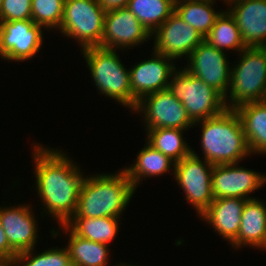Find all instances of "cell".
Segmentation results:
<instances>
[{"label": "cell", "instance_id": "12", "mask_svg": "<svg viewBox=\"0 0 266 266\" xmlns=\"http://www.w3.org/2000/svg\"><path fill=\"white\" fill-rule=\"evenodd\" d=\"M152 50L163 54L175 62L188 59L190 53L203 41L204 37L174 11L151 35ZM181 59V60H180Z\"/></svg>", "mask_w": 266, "mask_h": 266}, {"label": "cell", "instance_id": "3", "mask_svg": "<svg viewBox=\"0 0 266 266\" xmlns=\"http://www.w3.org/2000/svg\"><path fill=\"white\" fill-rule=\"evenodd\" d=\"M201 129L203 159L212 165L238 163L251 155L239 115L234 109L194 123Z\"/></svg>", "mask_w": 266, "mask_h": 266}, {"label": "cell", "instance_id": "2", "mask_svg": "<svg viewBox=\"0 0 266 266\" xmlns=\"http://www.w3.org/2000/svg\"><path fill=\"white\" fill-rule=\"evenodd\" d=\"M119 170L87 175L73 216L122 218L137 190L125 170Z\"/></svg>", "mask_w": 266, "mask_h": 266}, {"label": "cell", "instance_id": "10", "mask_svg": "<svg viewBox=\"0 0 266 266\" xmlns=\"http://www.w3.org/2000/svg\"><path fill=\"white\" fill-rule=\"evenodd\" d=\"M44 31L32 19L0 22V58L19 63L36 57L43 47Z\"/></svg>", "mask_w": 266, "mask_h": 266}, {"label": "cell", "instance_id": "33", "mask_svg": "<svg viewBox=\"0 0 266 266\" xmlns=\"http://www.w3.org/2000/svg\"><path fill=\"white\" fill-rule=\"evenodd\" d=\"M171 1H172V3L174 5H176V4H179V3H182V2L195 1V0H171Z\"/></svg>", "mask_w": 266, "mask_h": 266}, {"label": "cell", "instance_id": "20", "mask_svg": "<svg viewBox=\"0 0 266 266\" xmlns=\"http://www.w3.org/2000/svg\"><path fill=\"white\" fill-rule=\"evenodd\" d=\"M256 198L248 199L245 202L238 236L230 245L234 250H241L245 246L259 250L265 241L266 201Z\"/></svg>", "mask_w": 266, "mask_h": 266}, {"label": "cell", "instance_id": "27", "mask_svg": "<svg viewBox=\"0 0 266 266\" xmlns=\"http://www.w3.org/2000/svg\"><path fill=\"white\" fill-rule=\"evenodd\" d=\"M126 8L151 35L175 11L171 0H129Z\"/></svg>", "mask_w": 266, "mask_h": 266}, {"label": "cell", "instance_id": "24", "mask_svg": "<svg viewBox=\"0 0 266 266\" xmlns=\"http://www.w3.org/2000/svg\"><path fill=\"white\" fill-rule=\"evenodd\" d=\"M183 131L188 130L176 128L147 129L145 141L176 163L191 154L193 149V146L187 143Z\"/></svg>", "mask_w": 266, "mask_h": 266}, {"label": "cell", "instance_id": "13", "mask_svg": "<svg viewBox=\"0 0 266 266\" xmlns=\"http://www.w3.org/2000/svg\"><path fill=\"white\" fill-rule=\"evenodd\" d=\"M151 34L126 7L106 11L102 48L127 51L151 41Z\"/></svg>", "mask_w": 266, "mask_h": 266}, {"label": "cell", "instance_id": "11", "mask_svg": "<svg viewBox=\"0 0 266 266\" xmlns=\"http://www.w3.org/2000/svg\"><path fill=\"white\" fill-rule=\"evenodd\" d=\"M227 54L204 40L190 53L183 68L225 97L231 76V63Z\"/></svg>", "mask_w": 266, "mask_h": 266}, {"label": "cell", "instance_id": "19", "mask_svg": "<svg viewBox=\"0 0 266 266\" xmlns=\"http://www.w3.org/2000/svg\"><path fill=\"white\" fill-rule=\"evenodd\" d=\"M58 227L55 229L52 227L49 231L51 233L50 236L55 239L61 236L60 230L62 232L64 231V238L66 239V236L68 237L67 245L65 246L69 251L72 266H110V245L93 242L75 235L65 224L59 225ZM112 266H116V264Z\"/></svg>", "mask_w": 266, "mask_h": 266}, {"label": "cell", "instance_id": "7", "mask_svg": "<svg viewBox=\"0 0 266 266\" xmlns=\"http://www.w3.org/2000/svg\"><path fill=\"white\" fill-rule=\"evenodd\" d=\"M105 14L98 0H65L58 32L78 42L80 51L102 47Z\"/></svg>", "mask_w": 266, "mask_h": 266}, {"label": "cell", "instance_id": "8", "mask_svg": "<svg viewBox=\"0 0 266 266\" xmlns=\"http://www.w3.org/2000/svg\"><path fill=\"white\" fill-rule=\"evenodd\" d=\"M211 163L201 158L194 149L192 153L176 162L173 179L179 185L184 199L196 211L197 217L210 206L214 200L212 191Z\"/></svg>", "mask_w": 266, "mask_h": 266}, {"label": "cell", "instance_id": "15", "mask_svg": "<svg viewBox=\"0 0 266 266\" xmlns=\"http://www.w3.org/2000/svg\"><path fill=\"white\" fill-rule=\"evenodd\" d=\"M152 51L151 58L129 68L132 96L138 102L148 94L168 89L172 73L179 68L173 59Z\"/></svg>", "mask_w": 266, "mask_h": 266}, {"label": "cell", "instance_id": "18", "mask_svg": "<svg viewBox=\"0 0 266 266\" xmlns=\"http://www.w3.org/2000/svg\"><path fill=\"white\" fill-rule=\"evenodd\" d=\"M245 202L237 197L214 199L199 219L231 245L238 236Z\"/></svg>", "mask_w": 266, "mask_h": 266}, {"label": "cell", "instance_id": "14", "mask_svg": "<svg viewBox=\"0 0 266 266\" xmlns=\"http://www.w3.org/2000/svg\"><path fill=\"white\" fill-rule=\"evenodd\" d=\"M266 184V174L244 168L238 163L214 165L212 169L213 198H255L250 194Z\"/></svg>", "mask_w": 266, "mask_h": 266}, {"label": "cell", "instance_id": "28", "mask_svg": "<svg viewBox=\"0 0 266 266\" xmlns=\"http://www.w3.org/2000/svg\"><path fill=\"white\" fill-rule=\"evenodd\" d=\"M44 250L37 252L35 248L20 252L11 266H72L66 246H53Z\"/></svg>", "mask_w": 266, "mask_h": 266}, {"label": "cell", "instance_id": "29", "mask_svg": "<svg viewBox=\"0 0 266 266\" xmlns=\"http://www.w3.org/2000/svg\"><path fill=\"white\" fill-rule=\"evenodd\" d=\"M65 0H32V20L49 32L59 30Z\"/></svg>", "mask_w": 266, "mask_h": 266}, {"label": "cell", "instance_id": "36", "mask_svg": "<svg viewBox=\"0 0 266 266\" xmlns=\"http://www.w3.org/2000/svg\"><path fill=\"white\" fill-rule=\"evenodd\" d=\"M223 1V3L226 5V4H228L229 2H233V1H236V0H222ZM226 2V3H225Z\"/></svg>", "mask_w": 266, "mask_h": 266}, {"label": "cell", "instance_id": "23", "mask_svg": "<svg viewBox=\"0 0 266 266\" xmlns=\"http://www.w3.org/2000/svg\"><path fill=\"white\" fill-rule=\"evenodd\" d=\"M121 219L123 218L72 216L65 225L75 235L109 245L118 236Z\"/></svg>", "mask_w": 266, "mask_h": 266}, {"label": "cell", "instance_id": "4", "mask_svg": "<svg viewBox=\"0 0 266 266\" xmlns=\"http://www.w3.org/2000/svg\"><path fill=\"white\" fill-rule=\"evenodd\" d=\"M81 54L98 94L133 112L138 101L132 96L129 68L123 64L117 50L89 47L81 50Z\"/></svg>", "mask_w": 266, "mask_h": 266}, {"label": "cell", "instance_id": "5", "mask_svg": "<svg viewBox=\"0 0 266 266\" xmlns=\"http://www.w3.org/2000/svg\"><path fill=\"white\" fill-rule=\"evenodd\" d=\"M238 55L231 61L230 86L224 97L227 109L266 100V49L246 47Z\"/></svg>", "mask_w": 266, "mask_h": 266}, {"label": "cell", "instance_id": "9", "mask_svg": "<svg viewBox=\"0 0 266 266\" xmlns=\"http://www.w3.org/2000/svg\"><path fill=\"white\" fill-rule=\"evenodd\" d=\"M143 119L144 129L176 128L188 130L194 123L187 115L186 109L168 89L144 96L136 109L131 112Z\"/></svg>", "mask_w": 266, "mask_h": 266}, {"label": "cell", "instance_id": "6", "mask_svg": "<svg viewBox=\"0 0 266 266\" xmlns=\"http://www.w3.org/2000/svg\"><path fill=\"white\" fill-rule=\"evenodd\" d=\"M179 68L172 73L168 90L182 102L193 123L217 116L226 109L224 97L218 91L182 66Z\"/></svg>", "mask_w": 266, "mask_h": 266}, {"label": "cell", "instance_id": "26", "mask_svg": "<svg viewBox=\"0 0 266 266\" xmlns=\"http://www.w3.org/2000/svg\"><path fill=\"white\" fill-rule=\"evenodd\" d=\"M204 40L219 50L225 52L232 50L234 54H239L246 48L236 20L227 9L216 19L214 26L204 37Z\"/></svg>", "mask_w": 266, "mask_h": 266}, {"label": "cell", "instance_id": "17", "mask_svg": "<svg viewBox=\"0 0 266 266\" xmlns=\"http://www.w3.org/2000/svg\"><path fill=\"white\" fill-rule=\"evenodd\" d=\"M226 7L236 20L245 46L265 47L266 0H236Z\"/></svg>", "mask_w": 266, "mask_h": 266}, {"label": "cell", "instance_id": "31", "mask_svg": "<svg viewBox=\"0 0 266 266\" xmlns=\"http://www.w3.org/2000/svg\"><path fill=\"white\" fill-rule=\"evenodd\" d=\"M18 253L9 245L0 220V260L11 265Z\"/></svg>", "mask_w": 266, "mask_h": 266}, {"label": "cell", "instance_id": "1", "mask_svg": "<svg viewBox=\"0 0 266 266\" xmlns=\"http://www.w3.org/2000/svg\"><path fill=\"white\" fill-rule=\"evenodd\" d=\"M31 146L33 189L41 202L39 215L50 216L57 225L65 224L76 212L85 174L63 149L49 148L48 144L38 142Z\"/></svg>", "mask_w": 266, "mask_h": 266}, {"label": "cell", "instance_id": "16", "mask_svg": "<svg viewBox=\"0 0 266 266\" xmlns=\"http://www.w3.org/2000/svg\"><path fill=\"white\" fill-rule=\"evenodd\" d=\"M7 203L9 207L5 204L0 206V220L9 245L17 253L35 249L37 241L41 238L38 235L39 219L34 213V207L31 203L17 206L16 203L14 206H11L10 202Z\"/></svg>", "mask_w": 266, "mask_h": 266}, {"label": "cell", "instance_id": "22", "mask_svg": "<svg viewBox=\"0 0 266 266\" xmlns=\"http://www.w3.org/2000/svg\"><path fill=\"white\" fill-rule=\"evenodd\" d=\"M174 166V161L146 142L144 147L138 151L134 164H129L123 169L137 190L144 179L160 178L164 173L174 174Z\"/></svg>", "mask_w": 266, "mask_h": 266}, {"label": "cell", "instance_id": "30", "mask_svg": "<svg viewBox=\"0 0 266 266\" xmlns=\"http://www.w3.org/2000/svg\"><path fill=\"white\" fill-rule=\"evenodd\" d=\"M32 0H3L0 7V22L32 19Z\"/></svg>", "mask_w": 266, "mask_h": 266}, {"label": "cell", "instance_id": "35", "mask_svg": "<svg viewBox=\"0 0 266 266\" xmlns=\"http://www.w3.org/2000/svg\"><path fill=\"white\" fill-rule=\"evenodd\" d=\"M260 249V251L262 250H265L266 251V238H265V241H264V243L262 244V246L259 248Z\"/></svg>", "mask_w": 266, "mask_h": 266}, {"label": "cell", "instance_id": "32", "mask_svg": "<svg viewBox=\"0 0 266 266\" xmlns=\"http://www.w3.org/2000/svg\"><path fill=\"white\" fill-rule=\"evenodd\" d=\"M105 11L126 7L129 0H98Z\"/></svg>", "mask_w": 266, "mask_h": 266}, {"label": "cell", "instance_id": "21", "mask_svg": "<svg viewBox=\"0 0 266 266\" xmlns=\"http://www.w3.org/2000/svg\"><path fill=\"white\" fill-rule=\"evenodd\" d=\"M234 110L240 117L251 156H266V100L244 103Z\"/></svg>", "mask_w": 266, "mask_h": 266}, {"label": "cell", "instance_id": "34", "mask_svg": "<svg viewBox=\"0 0 266 266\" xmlns=\"http://www.w3.org/2000/svg\"><path fill=\"white\" fill-rule=\"evenodd\" d=\"M116 266H137V264L136 265H134V264H128V263H124V262H121L120 264L118 263V264H116ZM138 266H141V265H138Z\"/></svg>", "mask_w": 266, "mask_h": 266}, {"label": "cell", "instance_id": "25", "mask_svg": "<svg viewBox=\"0 0 266 266\" xmlns=\"http://www.w3.org/2000/svg\"><path fill=\"white\" fill-rule=\"evenodd\" d=\"M216 1L217 0H195L182 2L175 5V12L184 22L188 23L205 37L211 31L216 19L224 11L220 8L219 10H215Z\"/></svg>", "mask_w": 266, "mask_h": 266}, {"label": "cell", "instance_id": "37", "mask_svg": "<svg viewBox=\"0 0 266 266\" xmlns=\"http://www.w3.org/2000/svg\"><path fill=\"white\" fill-rule=\"evenodd\" d=\"M0 266H7V264L3 262L2 260H0Z\"/></svg>", "mask_w": 266, "mask_h": 266}]
</instances>
